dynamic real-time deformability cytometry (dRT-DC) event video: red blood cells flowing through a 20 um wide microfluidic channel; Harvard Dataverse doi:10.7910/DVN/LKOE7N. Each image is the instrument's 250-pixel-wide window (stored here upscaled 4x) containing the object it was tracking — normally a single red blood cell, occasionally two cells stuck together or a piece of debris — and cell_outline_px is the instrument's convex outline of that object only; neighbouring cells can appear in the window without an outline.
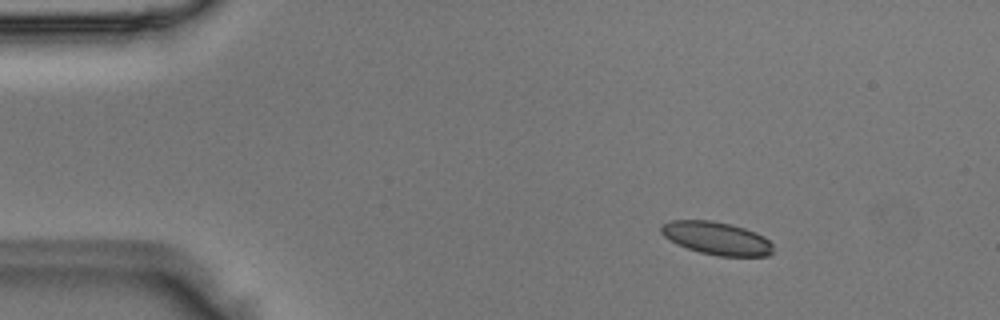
{"species": "Egyptian fruit bat (a non-hibernating species)", "species_latin": "Rousettus aegyptiacus", "temperature_condition": "room temperature", "stored_images_in_passage": 3, "segment_of_instrument_passage": [1, 2], "camera_frame_rate_fps": 3000, "um_per_image_px": 0.085, "animal": {"sex": "male"}, "frame": {"image": 1, "passage_image": 1, "time_ms": 0.0, "image_size_px": [1000, 320], "cell_outline_px": [[772, 252], [768, 256], [716, 256], [700, 252], [676, 244], [664, 236], [660, 232], [660, 224], [672, 220], [712, 220], [744, 228], [756, 232], [764, 236], [772, 244]], "centroid_in_image_um": [60.89, 20.25], "position_along_channel_um": 24.1, "area_um2": 21.5}}